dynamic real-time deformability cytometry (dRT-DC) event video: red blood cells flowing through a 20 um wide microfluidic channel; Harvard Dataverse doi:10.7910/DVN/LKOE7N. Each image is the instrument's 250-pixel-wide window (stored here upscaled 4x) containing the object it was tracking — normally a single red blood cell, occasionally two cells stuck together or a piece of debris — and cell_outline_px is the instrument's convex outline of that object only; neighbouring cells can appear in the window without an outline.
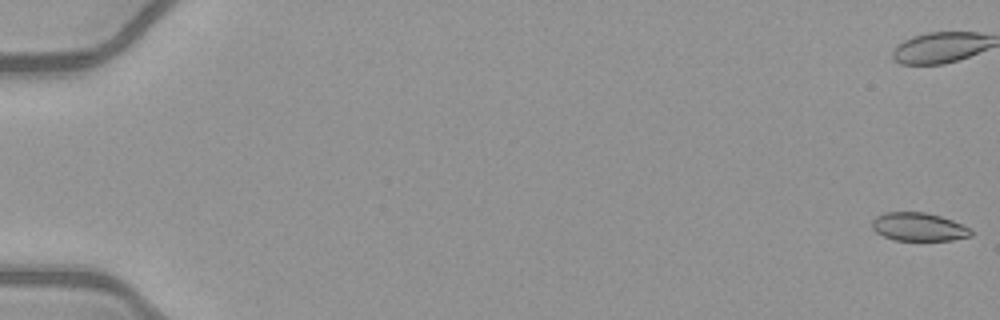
{"species": "common noctule bat (a hibernating species)", "species_latin": "Nyctalus noctula", "temperature_condition": "warm", "stored_images_in_passage": 54, "camera_frame_rate_fps": 3000, "um_per_image_px": 0.085, "animal": {"sex": "female", "body_mass_g": 21.9}, "frame": {"image": 1, "passage_image": 1, "time_ms": 0.0, "image_size_px": [1000, 320], "cell_outline_px": [[972, 236], [952, 240], [896, 240], [884, 236], [876, 232], [872, 228], [872, 220], [876, 216], [884, 212], [924, 212], [940, 216], [952, 220], [972, 228]], "centroid_in_image_um": [78.1, 19.28], "position_along_channel_um": 6.9, "area_um2": 16.36}}
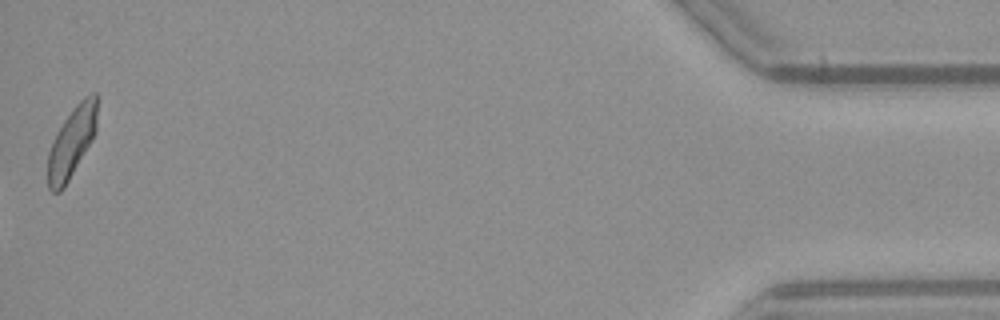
{"frame": {"image": 2, "passage_image": 54, "time_ms": 17.667, "image_size_px": [1000, 320], "cell_outline_px": [[96, 132], [92, 140], [64, 188], [60, 192], [52, 192], [48, 188], [48, 152], [56, 132], [72, 108], [84, 96], [92, 92], [96, 92]], "centroid_in_image_um": [6.09, 12.08], "position_along_channel_um": 429.1, "area_um2": 20.17}, "authors_computed_cell_mechanics": {"area_um2": 17.34, "velocity_mm_per_s": 4.0832, "shape_relaxation_time_tau1_ms": null, "shape_relaxation_time_tau2_ms": 0.8308, "deformation_change_tau1": null, "deformation_change_tau2": 0.0524}}